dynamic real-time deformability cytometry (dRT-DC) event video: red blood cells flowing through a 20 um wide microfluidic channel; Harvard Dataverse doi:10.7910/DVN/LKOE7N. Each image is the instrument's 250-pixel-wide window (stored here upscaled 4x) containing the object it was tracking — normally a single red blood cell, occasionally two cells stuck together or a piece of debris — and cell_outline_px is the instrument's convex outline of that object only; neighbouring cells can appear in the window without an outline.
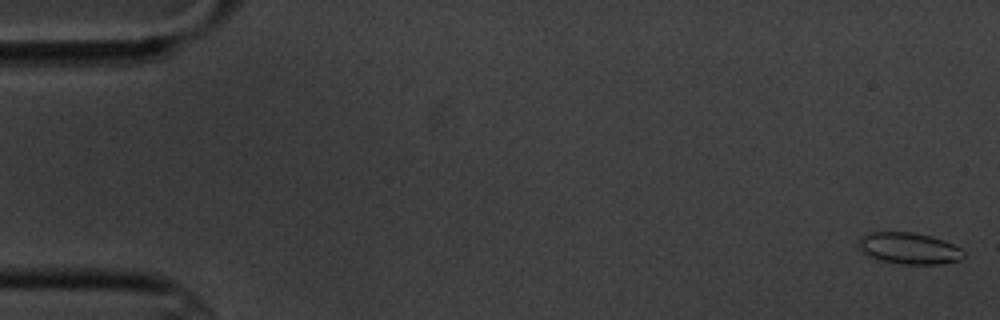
{"species": "common noctule bat (a hibernating species)", "species_latin": "Nyctalus noctula", "temperature_condition": "cold", "stored_images_in_passage": 6, "camera_frame_rate_fps": 3000, "um_per_image_px": 0.085, "animal": {"sex": "male", "body_mass_g": 20.1, "forearm_length_mm": 53.5}, "frame": {"image": 1, "passage_image": 1, "time_ms": 0.0, "image_size_px": [1000, 320], "cell_outline_px": [[964, 256], [960, 260], [940, 264], [900, 264], [880, 260], [864, 256], [860, 252], [856, 240], [860, 236], [872, 232], [912, 232], [944, 240], [960, 248], [964, 252]], "centroid_in_image_um": [77.19, 21.11], "position_along_channel_um": 7.8, "area_um2": 19.54}}